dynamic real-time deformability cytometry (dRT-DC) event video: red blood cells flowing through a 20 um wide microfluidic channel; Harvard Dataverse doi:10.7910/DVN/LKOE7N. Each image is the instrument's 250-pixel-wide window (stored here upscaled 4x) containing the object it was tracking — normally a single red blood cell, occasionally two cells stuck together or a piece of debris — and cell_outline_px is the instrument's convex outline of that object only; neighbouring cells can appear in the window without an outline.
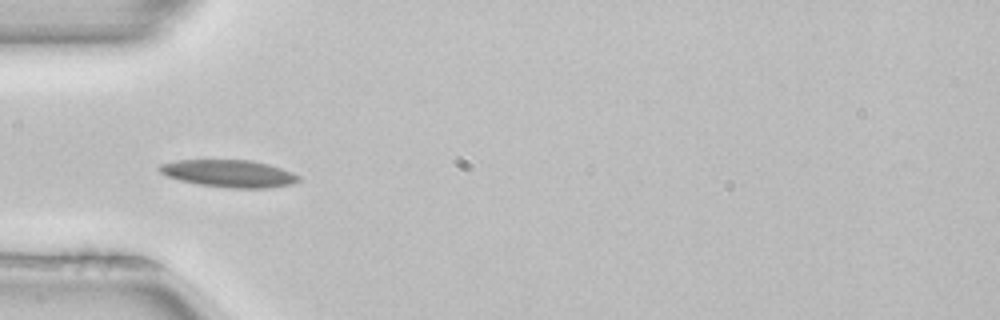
{"species": "common noctule bat (a hibernating species)", "species_latin": "Nyctalus noctula", "temperature_condition": "room temperature", "stored_images_in_passage": 36, "camera_frame_rate_fps": 3000, "um_per_image_px": 0.085, "animal": {"sex": "female", "body_mass_g": 22.7, "forearm_length_mm": 54.2}, "frame": {"image": 1, "passage_image": 1, "time_ms": 0.0, "image_size_px": [1000, 320], "cell_outline_px": [[300, 180], [292, 184], [268, 188], [232, 188], [200, 184], [180, 180], [168, 176], [160, 172], [156, 168], [160, 164], [176, 160], [252, 160], [268, 164], [292, 172], [300, 176]], "centroid_in_image_um": [19.47, 14.74], "position_along_channel_um": 65.5, "area_um2": 22.08}}
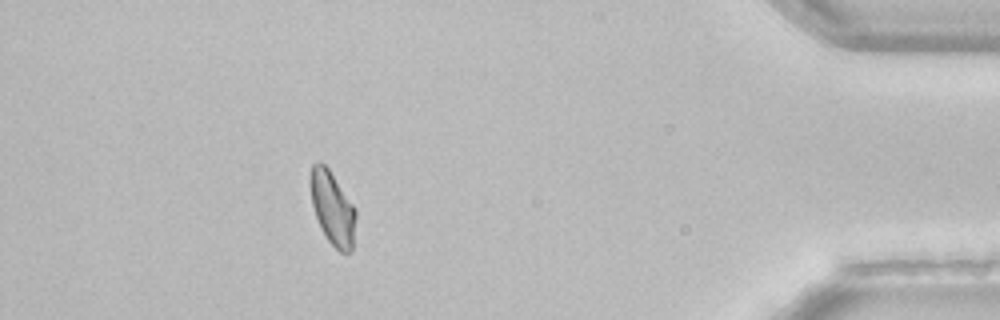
{"frame": {"image": 2, "passage_image": 31, "time_ms": 10.0, "image_size_px": [1000, 320], "cell_outline_px": [[356, 216], [352, 252], [340, 252], [328, 240], [316, 216], [312, 204], [308, 184], [308, 180], [312, 164], [316, 160], [320, 160], [328, 168], [356, 208]], "centroid_in_image_um": [28.24, 17.63], "position_along_channel_um": 407.0, "area_um2": 19.59}}